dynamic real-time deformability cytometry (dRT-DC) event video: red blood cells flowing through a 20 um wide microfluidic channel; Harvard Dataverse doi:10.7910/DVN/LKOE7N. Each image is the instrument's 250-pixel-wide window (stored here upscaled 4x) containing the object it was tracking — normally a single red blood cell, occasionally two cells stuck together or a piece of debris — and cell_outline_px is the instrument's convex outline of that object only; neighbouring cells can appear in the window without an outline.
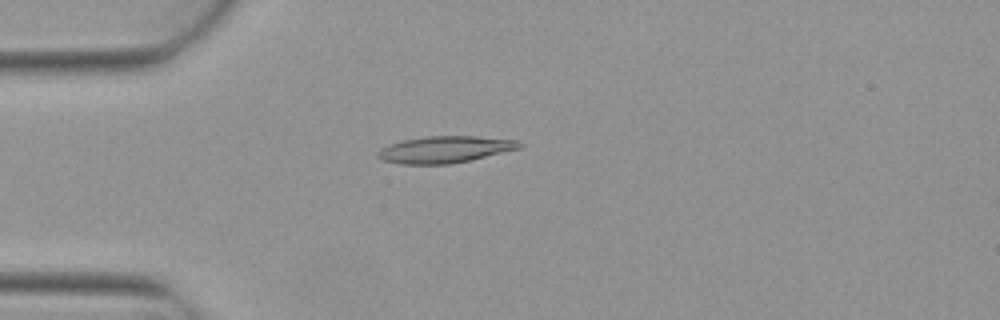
{"species": "Egyptian fruit bat (a non-hibernating species)", "species_latin": "Rousettus aegyptiacus", "temperature_condition": "warm", "stored_images_in_passage": 5, "camera_frame_rate_fps": 3000, "um_per_image_px": 0.085, "animal": {"sex": "female"}, "frame": {"image": 1, "passage_image": 4, "time_ms": 1.0, "image_size_px": [1000, 320], "cell_outline_px": [[524, 144], [520, 148], [472, 160], [448, 164], [400, 164], [384, 160], [376, 156], [376, 152], [380, 148], [388, 144], [404, 140], [428, 136], [476, 136], [520, 140]], "centroid_in_image_um": [37.83, 12.7], "position_along_channel_um": 47.2, "area_um2": 22.2}}